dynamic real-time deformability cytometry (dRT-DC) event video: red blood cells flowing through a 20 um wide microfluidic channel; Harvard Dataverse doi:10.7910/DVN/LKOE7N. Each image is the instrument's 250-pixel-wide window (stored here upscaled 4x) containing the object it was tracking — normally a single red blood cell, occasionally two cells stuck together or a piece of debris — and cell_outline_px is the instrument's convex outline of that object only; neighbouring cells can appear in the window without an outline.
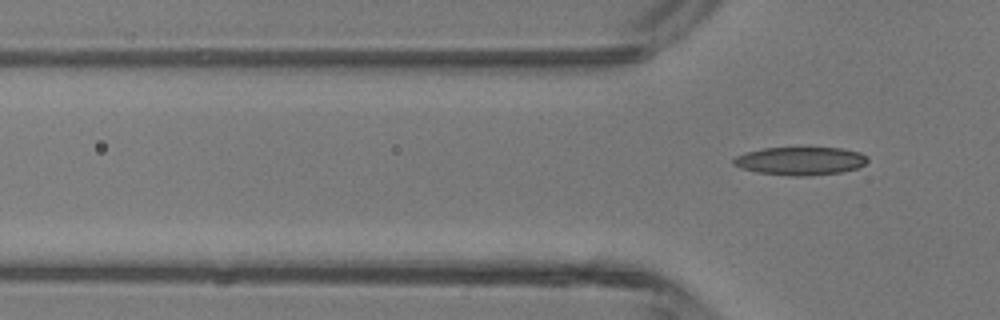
{"species": "common noctule bat (a hibernating species)", "species_latin": "Nyctalus noctula", "temperature_condition": "room temperature", "stored_images_in_passage": 2, "camera_frame_rate_fps": 3000, "um_per_image_px": 0.085, "animal": {"sex": "male", "body_mass_g": 13.3}, "frame": {"image": 1, "passage_image": 2, "time_ms": 0.333, "image_size_px": [1000, 320], "cell_outline_px": [[868, 160], [864, 164], [856, 168], [840, 172], [804, 176], [788, 176], [756, 172], [740, 168], [732, 164], [732, 160], [736, 156], [744, 152], [764, 148], [840, 148], [860, 152], [868, 156]], "centroid_in_image_um": [67.98, 13.68], "position_along_channel_um": 57.8, "area_um2": 22.02}}